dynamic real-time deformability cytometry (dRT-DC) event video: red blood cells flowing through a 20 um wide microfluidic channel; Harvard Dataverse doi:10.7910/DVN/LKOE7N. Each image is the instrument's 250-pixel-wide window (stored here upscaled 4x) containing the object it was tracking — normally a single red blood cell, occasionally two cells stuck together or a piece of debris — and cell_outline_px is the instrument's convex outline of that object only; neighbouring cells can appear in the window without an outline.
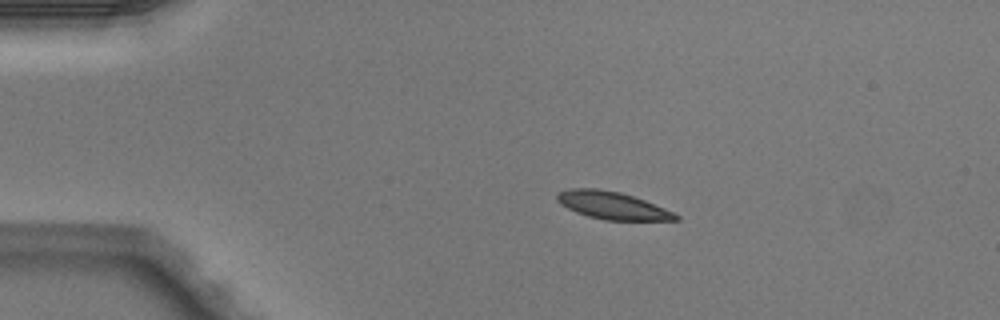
{"species": "Egyptian fruit bat (a non-hibernating species)", "species_latin": "Rousettus aegyptiacus", "temperature_condition": "warm", "stored_images_in_passage": 6, "camera_frame_rate_fps": 3000, "um_per_image_px": 0.085, "animal": {"sex": "male"}, "frame": {"image": 1, "passage_image": 4, "time_ms": 1.0, "image_size_px": [1000, 320], "cell_outline_px": [[680, 220], [604, 220], [588, 216], [576, 212], [560, 204], [556, 200], [556, 196], [560, 192], [568, 188], [596, 188], [620, 192], [644, 200], [664, 208], [680, 216]], "centroid_in_image_um": [52.02, 17.46], "position_along_channel_um": 33.0, "area_um2": 18.9}}
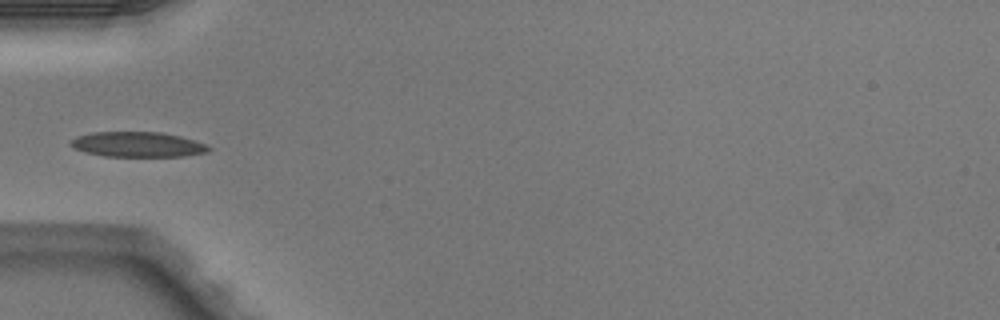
{"frame": {"image": 2, "passage_image": 6, "time_ms": 1.667, "image_size_px": [1000, 320], "cell_outline_px": [[212, 148], [208, 152], [184, 156], [104, 156], [84, 152], [72, 148], [68, 144], [76, 136], [92, 132], [160, 132], [180, 136], [204, 144]], "centroid_in_image_um": [11.65, 12.28], "position_along_channel_um": 73.4, "area_um2": 20.17}}